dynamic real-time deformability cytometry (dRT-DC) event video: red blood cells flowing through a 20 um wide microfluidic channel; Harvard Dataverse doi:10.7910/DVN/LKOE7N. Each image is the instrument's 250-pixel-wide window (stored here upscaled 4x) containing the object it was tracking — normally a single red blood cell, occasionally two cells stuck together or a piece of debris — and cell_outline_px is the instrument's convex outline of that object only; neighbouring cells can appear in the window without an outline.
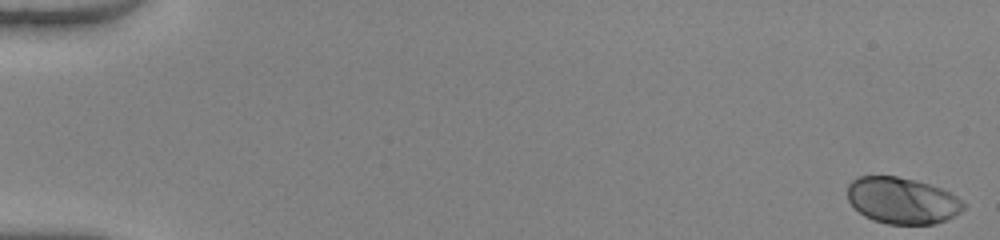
{"species": "human", "species_latin": "Homo sapiens", "temperature_condition": "warm", "stored_images_in_passage": 44, "camera_frame_rate_fps": 3000, "um_per_image_px": 0.085, "donor": {"sex": "female"}, "frame": {"image": 1, "passage_image": 1, "time_ms": 0.0, "image_size_px": [1000, 240], "cell_outline_px": [[964, 208], [960, 212], [944, 220], [932, 224], [888, 224], [872, 220], [864, 216], [848, 200], [848, 184], [852, 180], [860, 176], [896, 176], [916, 180], [940, 188], [956, 196], [964, 204]], "centroid_in_image_um": [76.65, 17.04], "position_along_channel_um": 8.3, "area_um2": 31.1}}
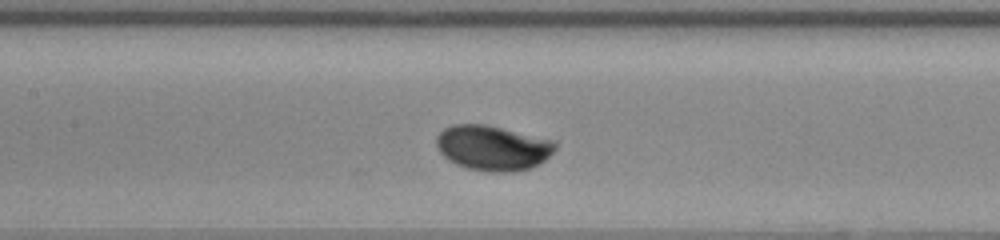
{"frame": {"image": 2, "passage_image": 26, "time_ms": 8.333, "image_size_px": [1000, 240], "cell_outline_px": [[556, 148], [540, 164], [532, 168], [512, 172], [488, 172], [468, 168], [456, 164], [448, 160], [440, 152], [436, 144], [436, 136], [444, 128], [452, 124], [488, 124], [556, 140]], "centroid_in_image_um": [41.9, 12.56], "position_along_channel_um": 165.5, "area_um2": 31.62}}
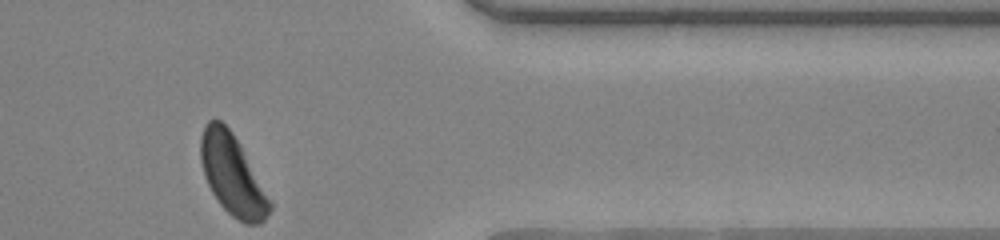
{"frame": {"image": 3, "passage_image": 44, "time_ms": 14.333, "image_size_px": [1000, 240], "cell_outline_px": [[272, 208], [264, 220], [260, 224], [244, 224], [232, 216], [220, 204], [212, 192], [204, 176], [200, 160], [200, 136], [204, 124], [208, 120], [220, 120], [232, 132], [240, 144], [272, 204]], "centroid_in_image_um": [19.72, 14.86], "position_along_channel_um": 391.7, "area_um2": 32.08}, "authors_computed_cell_mechanics": {"area_um2": 31.0675, "velocity_mm_per_s": 4.0316, "shape_relaxation_time_tau1_ms": 1.5568, "shape_relaxation_time_tau2_ms": null, "deformation_change_tau1": 0.105, "deformation_change_tau2": null}}